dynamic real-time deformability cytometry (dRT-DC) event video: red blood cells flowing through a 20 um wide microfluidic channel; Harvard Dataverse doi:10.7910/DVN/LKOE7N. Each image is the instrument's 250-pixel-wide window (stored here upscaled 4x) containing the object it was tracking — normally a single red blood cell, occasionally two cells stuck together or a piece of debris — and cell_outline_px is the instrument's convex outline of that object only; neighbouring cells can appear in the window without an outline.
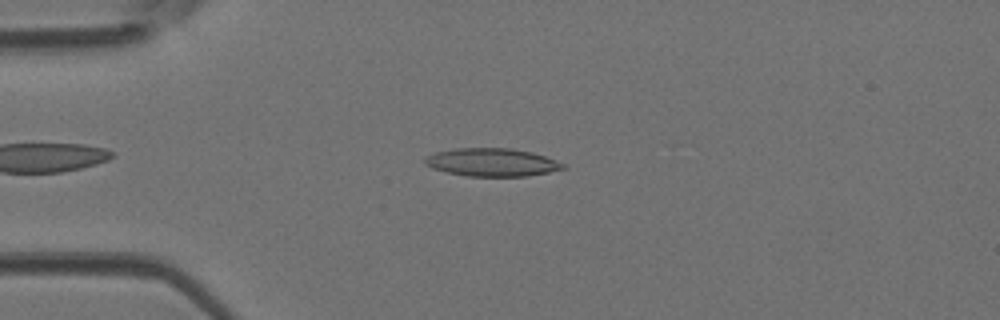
{"species": "Egyptian fruit bat (a non-hibernating species)", "species_latin": "Rousettus aegyptiacus", "temperature_condition": "room temperature", "stored_images_in_passage": 42, "camera_frame_rate_fps": 3000, "um_per_image_px": 0.085, "animal": {"sex": "female"}, "frame": {"image": 1, "passage_image": 8, "time_ms": 2.333, "image_size_px": [1000, 320], "cell_outline_px": [[568, 168], [528, 176], [468, 176], [448, 172], [432, 168], [424, 164], [424, 156], [436, 152], [456, 148], [512, 148], [532, 152], [544, 156], [564, 164]], "centroid_in_image_um": [41.8, 13.79], "position_along_channel_um": 43.2, "area_um2": 22.54}}
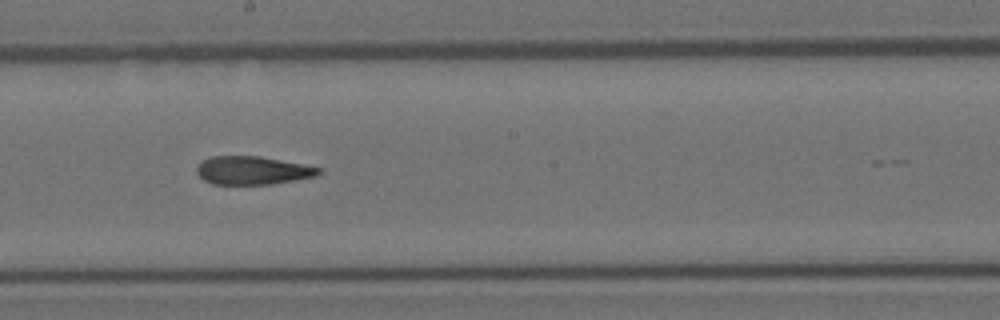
{"frame": {"image": 2, "passage_image": 22, "time_ms": 7.0, "image_size_px": [1000, 320], "cell_outline_px": [[320, 172], [316, 176], [296, 180], [272, 184], [212, 184], [204, 180], [196, 172], [196, 168], [204, 160], [212, 156], [260, 156], [320, 168]], "centroid_in_image_um": [21.44, 14.49], "position_along_channel_um": 226.8, "area_um2": 19.83}}
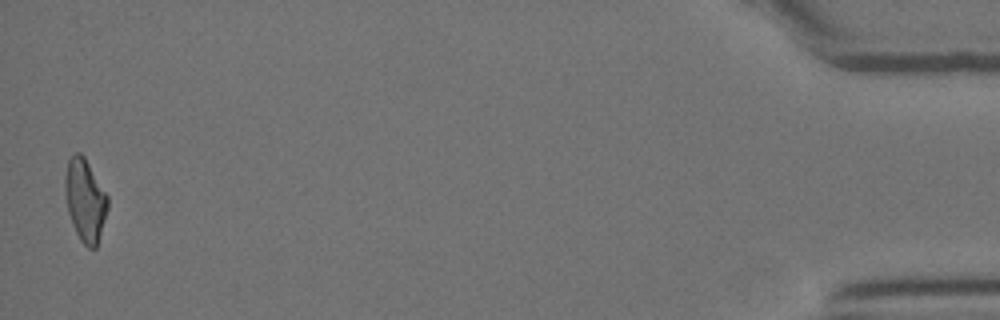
{"frame": {"image": 3, "passage_image": 42, "time_ms": 13.667, "image_size_px": [1000, 320], "cell_outline_px": [[108, 208], [96, 248], [88, 248], [80, 240], [72, 224], [68, 212], [64, 188], [64, 180], [68, 160], [76, 152], [80, 152], [84, 156], [108, 196]], "centroid_in_image_um": [7.23, 17.01], "position_along_channel_um": 428.0, "area_um2": 20.4}}